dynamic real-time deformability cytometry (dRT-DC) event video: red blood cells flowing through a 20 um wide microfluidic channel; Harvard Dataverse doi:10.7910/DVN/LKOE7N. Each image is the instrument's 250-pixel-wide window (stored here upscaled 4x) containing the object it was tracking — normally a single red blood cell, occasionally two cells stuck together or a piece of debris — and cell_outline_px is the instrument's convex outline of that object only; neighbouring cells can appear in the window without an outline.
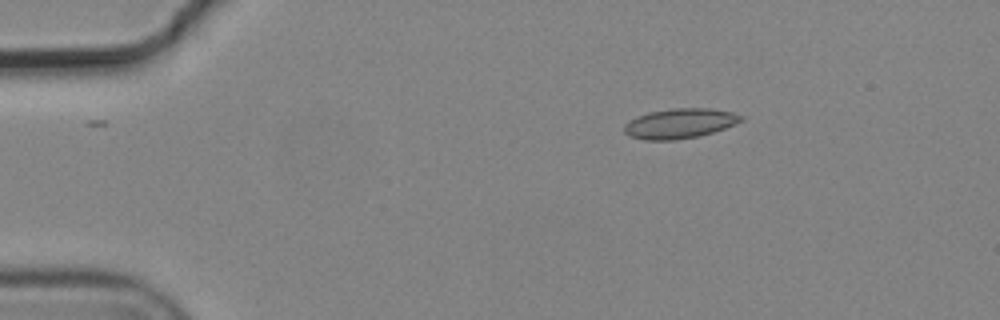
{"species": "common noctule bat (a hibernating species)", "species_latin": "Nyctalus noctula", "temperature_condition": "cold", "stored_images_in_passage": 3, "camera_frame_rate_fps": 3000, "um_per_image_px": 0.085, "animal": {"sex": "male", "body_mass_g": 19.2, "forearm_length_mm": 51.8}, "frame": {"image": 1, "passage_image": 1, "time_ms": 0.0, "image_size_px": [1000, 320], "cell_outline_px": [[744, 120], [724, 128], [700, 136], [676, 140], [644, 140], [628, 136], [624, 132], [624, 124], [628, 120], [636, 116], [648, 112], [672, 108], [708, 108], [732, 112], [744, 116]], "centroid_in_image_um": [57.74, 10.49], "position_along_channel_um": 27.3, "area_um2": 20.58}}